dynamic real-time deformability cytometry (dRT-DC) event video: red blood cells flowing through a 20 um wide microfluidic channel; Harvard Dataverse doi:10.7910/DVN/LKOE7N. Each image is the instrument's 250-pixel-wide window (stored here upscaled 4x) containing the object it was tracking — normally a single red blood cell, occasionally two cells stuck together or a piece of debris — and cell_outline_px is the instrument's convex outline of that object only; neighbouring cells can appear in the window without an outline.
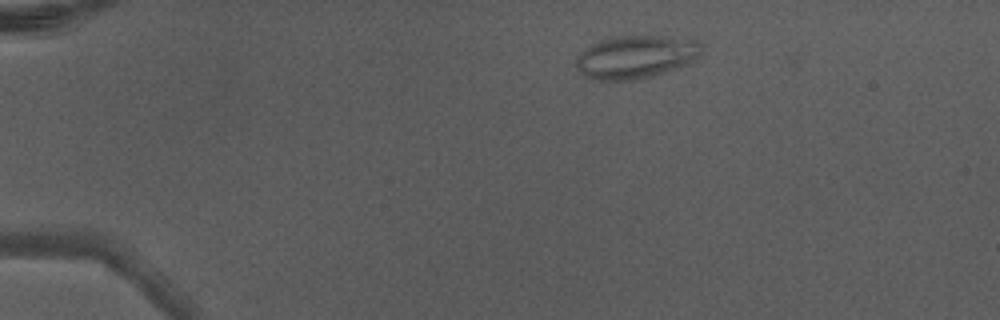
{"species": "Egyptian fruit bat (a non-hibernating species)", "species_latin": "Rousettus aegyptiacus", "temperature_condition": "warm", "stored_images_in_passage": 4, "camera_frame_rate_fps": 3000, "um_per_image_px": 0.085, "animal": {"sex": "male"}, "frame": {"image": 1, "passage_image": 1, "time_ms": 0.0, "image_size_px": [1000, 320], "cell_outline_px": [[700, 56], [696, 60], [688, 64], [652, 76], [632, 80], [588, 80], [576, 68], [576, 56], [584, 48], [600, 40], [620, 36], [668, 36], [700, 40]], "centroid_in_image_um": [54.03, 4.84], "position_along_channel_um": 31.0, "area_um2": 31.73}}